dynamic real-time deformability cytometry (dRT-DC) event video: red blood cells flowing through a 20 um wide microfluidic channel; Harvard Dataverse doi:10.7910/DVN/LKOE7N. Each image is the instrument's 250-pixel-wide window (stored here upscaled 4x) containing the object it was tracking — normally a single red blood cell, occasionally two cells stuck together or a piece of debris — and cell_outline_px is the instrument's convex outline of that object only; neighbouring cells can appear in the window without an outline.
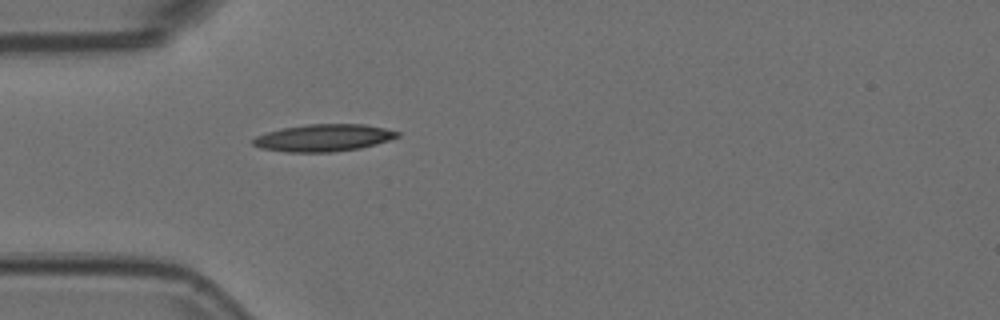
{"species": "Egyptian fruit bat (a non-hibernating species)", "species_latin": "Rousettus aegyptiacus", "temperature_condition": "room temperature", "stored_images_in_passage": 1, "camera_frame_rate_fps": 3000, "um_per_image_px": 0.085, "animal": {"sex": "female"}, "frame": {"image": 1, "passage_image": 1, "time_ms": 0.0, "image_size_px": [1000, 320], "cell_outline_px": [[400, 136], [376, 144], [360, 148], [332, 152], [284, 152], [260, 148], [252, 144], [252, 140], [256, 136], [280, 128], [308, 124], [364, 124], [384, 128], [400, 132]], "centroid_in_image_um": [27.48, 11.71], "position_along_channel_um": 57.5, "area_um2": 22.89}}